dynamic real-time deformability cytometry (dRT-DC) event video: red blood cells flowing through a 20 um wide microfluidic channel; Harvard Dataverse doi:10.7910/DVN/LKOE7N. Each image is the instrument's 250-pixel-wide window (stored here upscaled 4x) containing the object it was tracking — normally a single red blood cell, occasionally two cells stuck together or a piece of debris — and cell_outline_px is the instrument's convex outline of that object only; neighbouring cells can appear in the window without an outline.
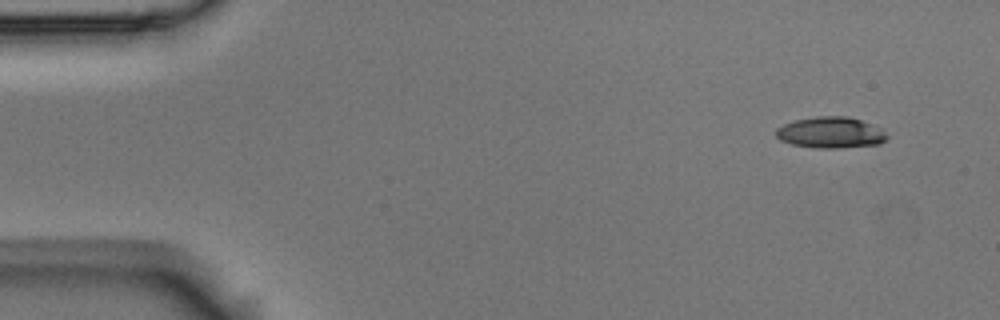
{"species": "Egyptian fruit bat (a non-hibernating species)", "species_latin": "Rousettus aegyptiacus", "temperature_condition": "room temperature", "stored_images_in_passage": 6, "camera_frame_rate_fps": 3000, "um_per_image_px": 0.085, "animal": {"sex": "male"}, "frame": {"image": 1, "passage_image": 1, "time_ms": 0.0, "image_size_px": [1000, 320], "cell_outline_px": [[888, 136], [880, 144], [836, 148], [816, 148], [792, 144], [780, 140], [776, 136], [776, 128], [784, 124], [796, 120], [816, 116], [848, 116], [860, 120], [880, 128]], "centroid_in_image_um": [70.58, 11.27], "position_along_channel_um": 14.4, "area_um2": 20.0}}
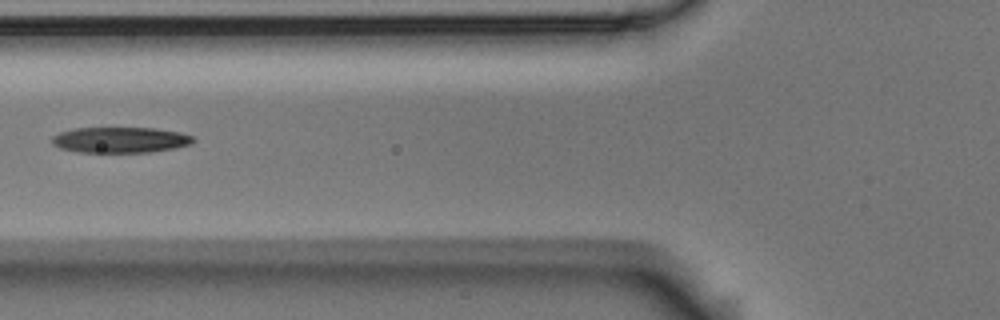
{"frame": {"image": 2, "passage_image": 5, "time_ms": 1.333, "image_size_px": [1000, 320], "cell_outline_px": [[196, 140], [192, 144], [176, 148], [152, 152], [76, 152], [60, 148], [52, 144], [52, 136], [60, 132], [76, 128], [156, 128], [180, 132], [192, 136]], "centroid_in_image_um": [10.25, 11.89], "position_along_channel_um": 115.5, "area_um2": 21.33}}
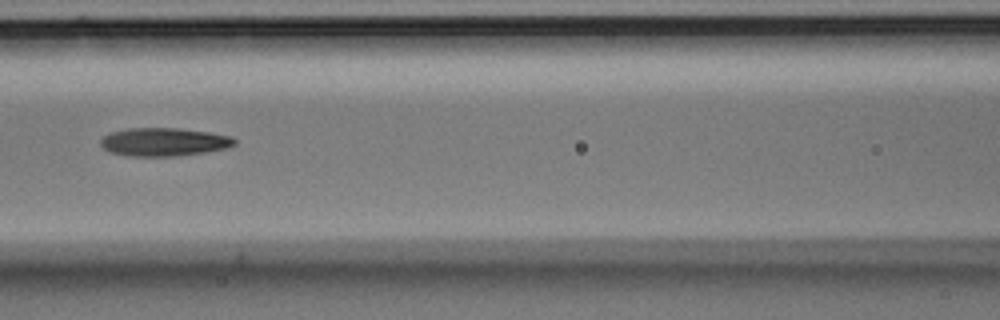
{"frame": {"image": 3, "passage_image": 6, "time_ms": 1.667, "image_size_px": [1000, 320], "cell_outline_px": [[236, 144], [228, 148], [204, 152], [176, 156], [128, 156], [112, 152], [104, 148], [100, 144], [100, 140], [108, 132], [128, 128], [176, 128], [208, 132], [232, 136], [236, 140]], "centroid_in_image_um": [13.93, 12.06], "position_along_channel_um": 152.7, "area_um2": 22.08}}